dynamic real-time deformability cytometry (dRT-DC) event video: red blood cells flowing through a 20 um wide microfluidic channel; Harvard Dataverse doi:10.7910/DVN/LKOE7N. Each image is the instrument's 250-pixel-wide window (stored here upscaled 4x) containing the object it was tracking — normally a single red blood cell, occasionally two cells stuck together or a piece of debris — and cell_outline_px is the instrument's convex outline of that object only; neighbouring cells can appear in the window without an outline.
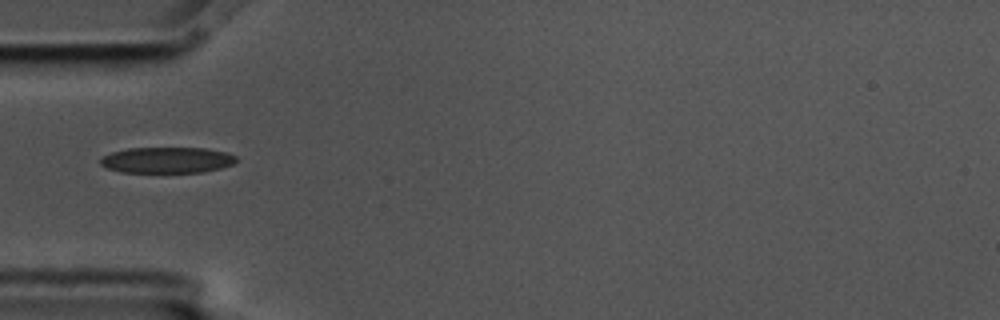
{"species": "common noctule bat (a hibernating species)", "species_latin": "Nyctalus noctula", "temperature_condition": "cold", "stored_images_in_passage": 1, "camera_frame_rate_fps": 3000, "um_per_image_px": 0.085, "animal": {"sex": "male", "body_mass_g": 17.5, "forearm_length_mm": 52.3}, "frame": {"image": 1, "passage_image": 1, "time_ms": 0.0, "image_size_px": [1000, 320], "cell_outline_px": [[236, 160], [232, 164], [220, 168], [200, 172], [120, 172], [108, 168], [100, 164], [100, 160], [104, 156], [112, 152], [128, 148], [204, 148], [228, 152], [236, 156]], "centroid_in_image_um": [14.2, 13.6], "position_along_channel_um": 70.8, "area_um2": 20.4}}